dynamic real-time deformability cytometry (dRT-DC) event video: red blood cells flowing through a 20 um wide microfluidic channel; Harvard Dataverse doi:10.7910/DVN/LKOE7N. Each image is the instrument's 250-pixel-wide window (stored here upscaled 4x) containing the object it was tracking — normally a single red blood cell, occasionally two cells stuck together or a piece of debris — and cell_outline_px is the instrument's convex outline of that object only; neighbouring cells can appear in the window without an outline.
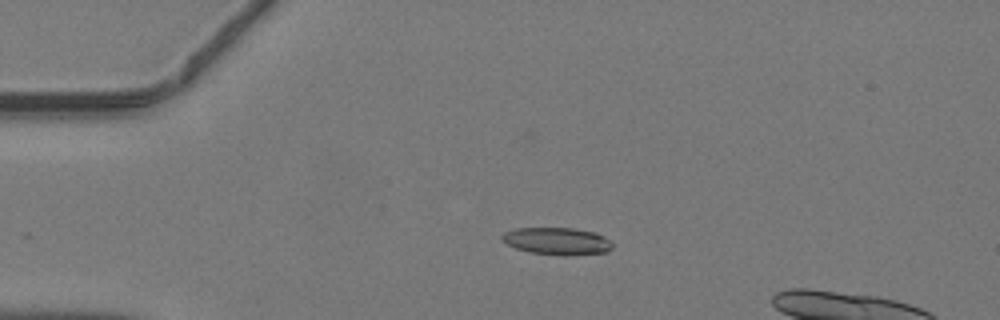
{"species": "common noctule bat (a hibernating species)", "species_latin": "Nyctalus noctula", "temperature_condition": "warm", "stored_images_in_passage": 33, "camera_frame_rate_fps": 3000, "um_per_image_px": 0.085, "animal": {"sex": "male", "body_mass_g": 19.2, "forearm_length_mm": 51.8}, "frame": {"image": 1, "passage_image": 1, "time_ms": 0.0, "image_size_px": [1000, 320], "cell_outline_px": [[616, 244], [608, 252], [564, 256], [528, 252], [516, 248], [500, 240], [500, 236], [504, 232], [516, 228], [576, 228], [596, 232], [604, 236]], "centroid_in_image_um": [47.39, 20.49], "position_along_channel_um": 37.6, "area_um2": 17.92}}
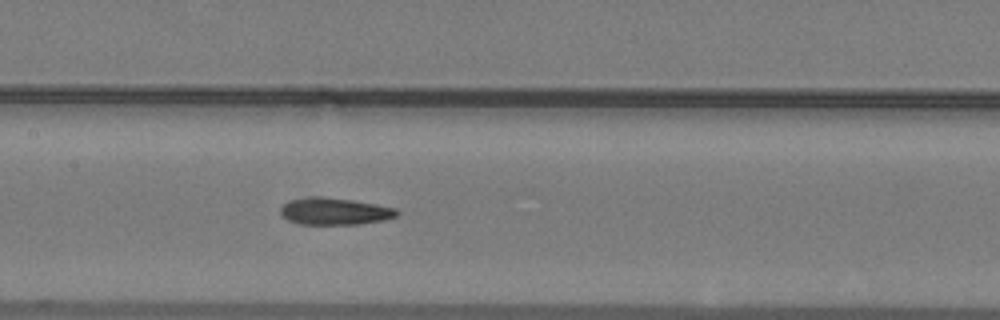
{"frame": {"image": 2, "passage_image": 13, "time_ms": 4.0, "image_size_px": [1000, 320], "cell_outline_px": [[400, 212], [396, 216], [384, 220], [356, 224], [300, 224], [288, 220], [280, 212], [280, 208], [288, 200], [308, 196], [324, 196], [352, 200], [376, 204], [396, 208]], "centroid_in_image_um": [28.43, 17.94], "position_along_channel_um": 179.0, "area_um2": 18.38}}
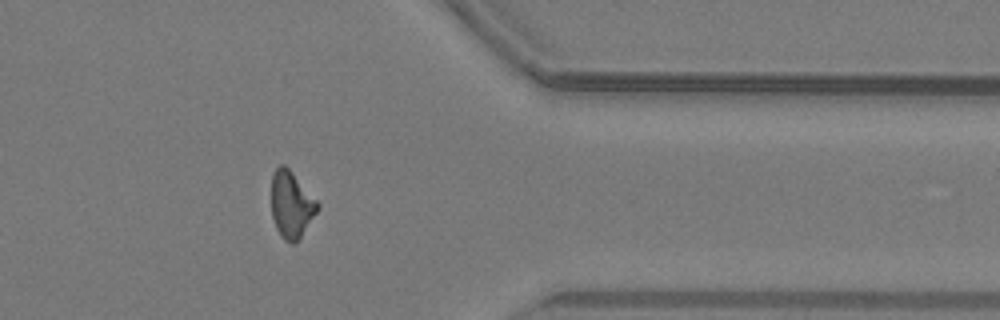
{"frame": {"image": 3, "passage_image": 28, "time_ms": 9.0, "image_size_px": [1000, 320], "cell_outline_px": [[320, 208], [300, 236], [292, 244], [284, 240], [280, 236], [276, 228], [272, 216], [272, 172], [280, 164], [284, 164], [292, 172], [320, 204]], "centroid_in_image_um": [24.75, 17.38], "position_along_channel_um": 386.6, "area_um2": 17.74}}